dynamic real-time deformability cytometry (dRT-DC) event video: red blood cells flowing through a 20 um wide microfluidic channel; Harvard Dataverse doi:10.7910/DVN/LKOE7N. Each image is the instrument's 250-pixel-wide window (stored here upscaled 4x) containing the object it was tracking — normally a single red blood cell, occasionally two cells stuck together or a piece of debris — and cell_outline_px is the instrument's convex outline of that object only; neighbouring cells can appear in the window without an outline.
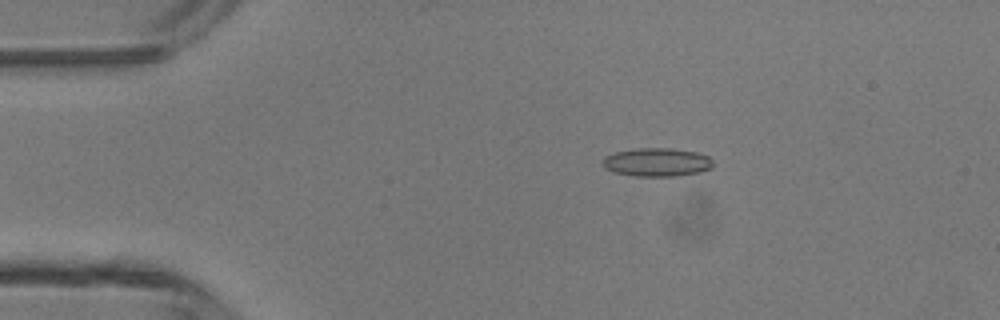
{"species": "common noctule bat (a hibernating species)", "species_latin": "Nyctalus noctula", "temperature_condition": "room temperature", "stored_images_in_passage": 46, "camera_frame_rate_fps": 3000, "um_per_image_px": 0.085, "animal": {"sex": "male", "body_mass_g": 13.3}, "frame": {"image": 1, "passage_image": 8, "time_ms": 2.333, "image_size_px": [1000, 320], "cell_outline_px": [[712, 168], [700, 172], [676, 176], [632, 176], [612, 172], [604, 168], [604, 156], [616, 152], [636, 148], [668, 148], [696, 152], [708, 156], [712, 160]], "centroid_in_image_um": [55.83, 13.79], "position_along_channel_um": 29.2, "area_um2": 18.32}}
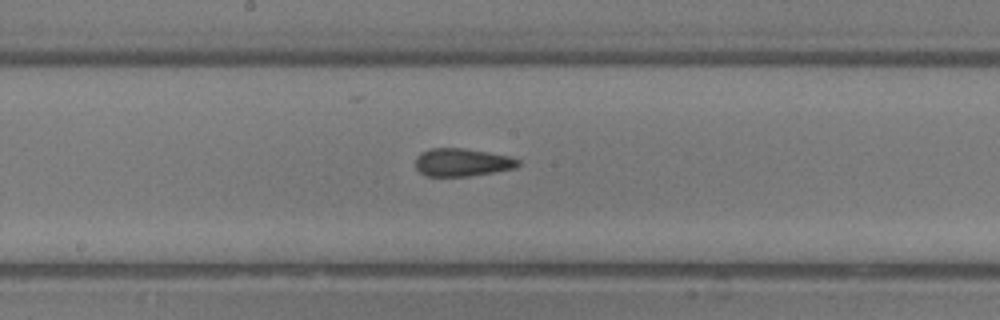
{"frame": {"image": 2, "passage_image": 24, "time_ms": 7.667, "image_size_px": [1000, 320], "cell_outline_px": [[520, 164], [516, 168], [468, 176], [428, 176], [420, 172], [416, 168], [416, 156], [420, 152], [432, 148], [464, 148], [488, 152], [508, 156], [520, 160]], "centroid_in_image_um": [39.27, 13.79], "position_along_channel_um": 208.9, "area_um2": 16.65}}
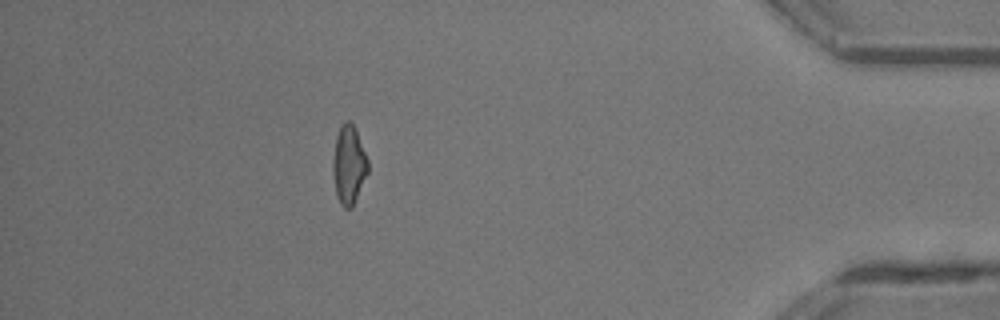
{"frame": {"image": 3, "passage_image": 41, "time_ms": 13.333, "image_size_px": [1000, 320], "cell_outline_px": [[368, 172], [352, 208], [344, 208], [340, 204], [336, 196], [332, 168], [332, 160], [336, 136], [340, 124], [344, 120], [348, 120], [352, 124], [356, 132], [368, 160]], "centroid_in_image_um": [29.62, 14.02], "position_along_channel_um": 405.6, "area_um2": 16.07}, "authors_computed_cell_mechanics": {"area_um2": 16.7331, "velocity_mm_per_s": 4.3894, "shape_relaxation_time_tau1_ms": null, "shape_relaxation_time_tau2_ms": 2.1016, "deformation_change_tau1": null, "deformation_change_tau2": 0.1005}}